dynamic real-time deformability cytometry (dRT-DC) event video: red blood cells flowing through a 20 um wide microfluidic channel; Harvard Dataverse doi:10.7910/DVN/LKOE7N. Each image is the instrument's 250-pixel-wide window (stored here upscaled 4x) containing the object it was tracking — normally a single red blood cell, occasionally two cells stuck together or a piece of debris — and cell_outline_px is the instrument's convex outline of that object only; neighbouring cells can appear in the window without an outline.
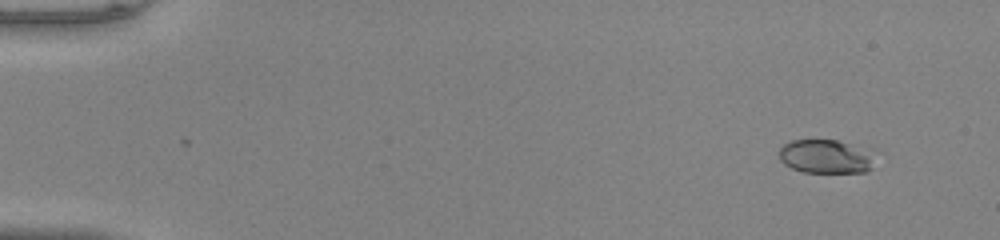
{"species": "common noctule bat (a hibernating species)", "species_latin": "Nyctalus noctula", "temperature_condition": "warm", "stored_images_in_passage": 48, "camera_frame_rate_fps": 3000, "um_per_image_px": 0.085, "animal": {"sex": "male", "body_mass_g": 20.0, "forearm_length_mm": 53.3}, "frame": {"image": 1, "passage_image": 1, "time_ms": 0.0, "image_size_px": [1000, 240], "cell_outline_px": [[872, 168], [864, 172], [804, 172], [792, 168], [784, 164], [780, 160], [780, 148], [784, 144], [792, 140], [836, 140], [848, 144], [868, 156]], "centroid_in_image_um": [70.01, 13.32], "position_along_channel_um": 15.0, "area_um2": 17.8}}
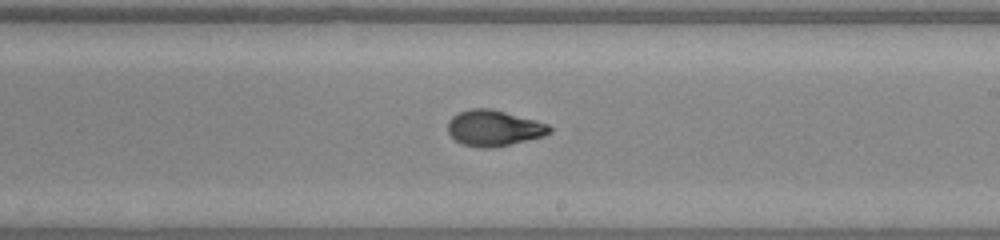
{"frame": {"image": 2, "passage_image": 28, "time_ms": 9.0, "image_size_px": [1000, 240], "cell_outline_px": [[552, 132], [544, 136], [492, 148], [480, 148], [464, 144], [456, 140], [448, 132], [448, 120], [452, 116], [460, 112], [472, 108], [492, 108], [536, 120], [548, 124], [552, 128]], "centroid_in_image_um": [42.0, 10.88], "position_along_channel_um": 247.0, "area_um2": 21.27}}
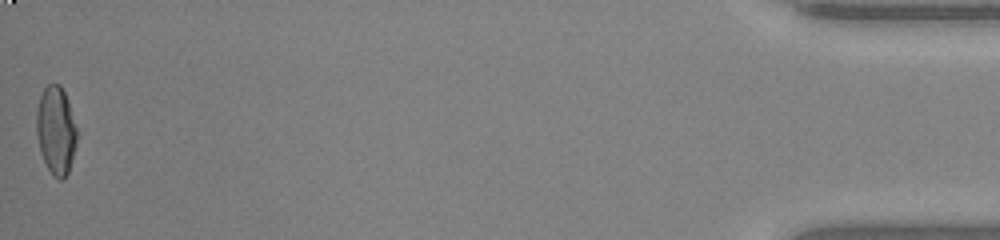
{"frame": {"image": 3, "passage_image": 48, "time_ms": 15.667, "image_size_px": [1000, 240], "cell_outline_px": [[76, 144], [68, 172], [64, 180], [60, 180], [52, 176], [40, 152], [36, 132], [36, 112], [40, 96], [44, 88], [48, 84], [60, 84], [64, 92], [76, 128]], "centroid_in_image_um": [4.73, 11.11], "position_along_channel_um": 430.5, "area_um2": 20.52}, "authors_computed_cell_mechanics": {"area_um2": 20.9814, "velocity_mm_per_s": 4.1106, "shape_relaxation_time_tau1_ms": 5.8329, "shape_relaxation_time_tau2_ms": 0.7237, "deformation_change_tau1": 0.2368, "deformation_change_tau2": 0.0512}}